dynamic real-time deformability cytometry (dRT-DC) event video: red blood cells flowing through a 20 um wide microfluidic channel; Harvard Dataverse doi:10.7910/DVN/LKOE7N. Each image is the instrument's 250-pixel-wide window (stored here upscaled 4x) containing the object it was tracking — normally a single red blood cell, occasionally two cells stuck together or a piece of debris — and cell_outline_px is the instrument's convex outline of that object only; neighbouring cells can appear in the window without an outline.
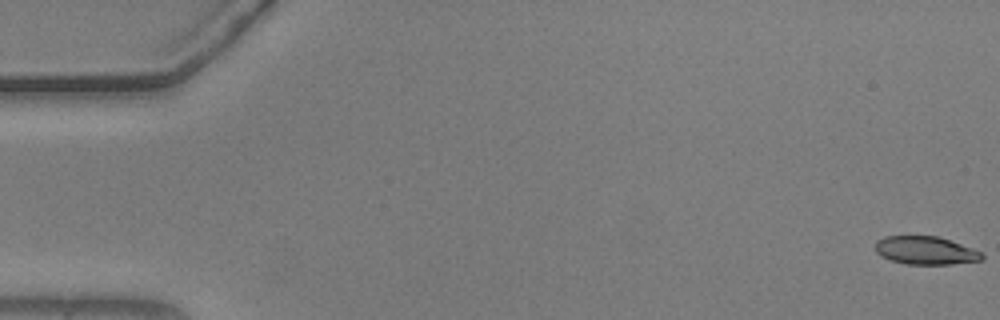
{"species": "common noctule bat (a hibernating species)", "species_latin": "Nyctalus noctula", "temperature_condition": "warm", "stored_images_in_passage": 53, "camera_frame_rate_fps": 3000, "um_per_image_px": 0.085, "animal": {"sex": "male", "body_mass_g": 20.5, "forearm_length_mm": 52.5}, "frame": {"image": 1, "passage_image": 1, "time_ms": 0.0, "image_size_px": [1000, 320], "cell_outline_px": [[984, 256], [980, 260], [952, 264], [904, 264], [888, 260], [880, 256], [876, 252], [876, 240], [884, 236], [936, 236], [984, 252]], "centroid_in_image_um": [78.64, 21.29], "position_along_channel_um": 6.4, "area_um2": 17.51}}
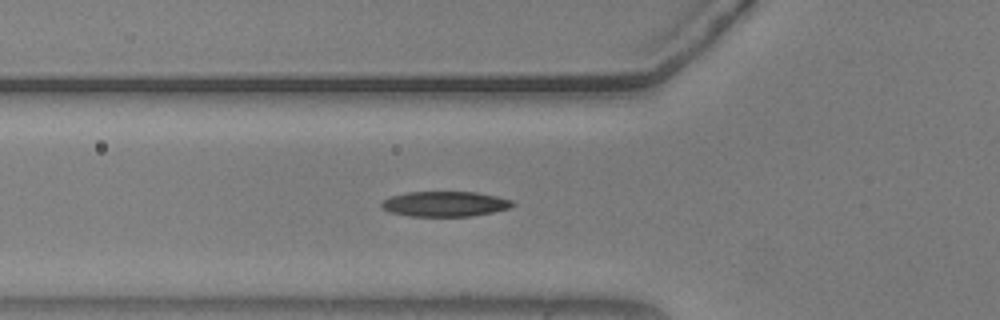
{"frame": {"image": 2, "passage_image": 20, "time_ms": 6.333, "image_size_px": [1000, 320], "cell_outline_px": [[516, 204], [508, 208], [492, 212], [472, 216], [408, 216], [388, 212], [380, 204], [388, 196], [408, 192], [476, 192], [496, 196], [512, 200]], "centroid_in_image_um": [37.8, 17.33], "position_along_channel_um": 88.0, "area_um2": 19.25}}
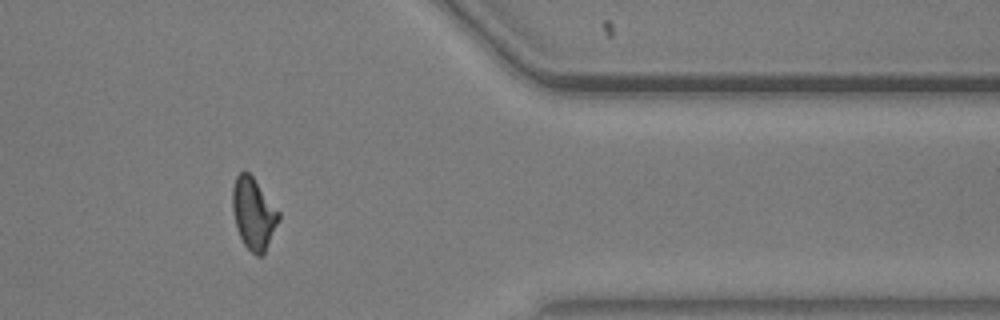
{"frame": {"image": 3, "passage_image": 46, "time_ms": 15.0, "image_size_px": [1000, 320], "cell_outline_px": [[280, 220], [264, 252], [260, 256], [256, 256], [244, 244], [240, 236], [236, 224], [232, 208], [232, 188], [236, 176], [240, 172], [248, 172], [252, 176], [280, 212]], "centroid_in_image_um": [21.55, 18.14], "position_along_channel_um": 389.8, "area_um2": 19.02}}